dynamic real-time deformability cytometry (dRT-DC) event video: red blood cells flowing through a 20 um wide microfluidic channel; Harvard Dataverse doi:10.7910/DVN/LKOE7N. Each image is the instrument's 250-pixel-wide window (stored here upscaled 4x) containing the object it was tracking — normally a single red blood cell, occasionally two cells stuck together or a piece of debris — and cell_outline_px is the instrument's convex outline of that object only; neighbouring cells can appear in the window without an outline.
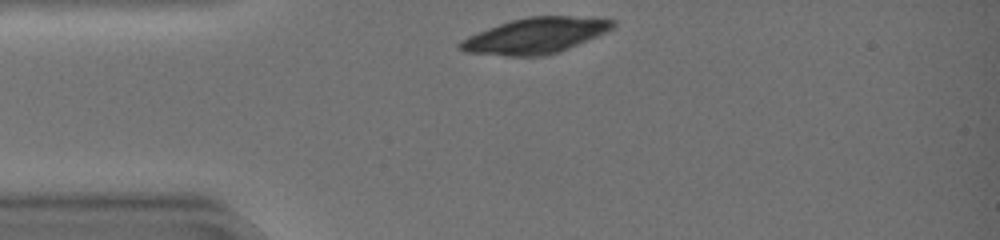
{"species": "common noctule bat (a hibernating species)", "species_latin": "Nyctalus noctula", "temperature_condition": "warm", "stored_images_in_passage": 30, "camera_frame_rate_fps": 3000, "um_per_image_px": 0.085, "animal": {"sex": "female", "body_mass_g": 19.0, "forearm_length_mm": 51.5}, "frame": {"image": 1, "passage_image": 1, "time_ms": 0.0, "image_size_px": [1000, 240], "cell_outline_px": [[616, 24], [612, 28], [604, 32], [568, 48], [544, 56], [508, 56], [468, 52], [460, 48], [460, 44], [464, 40], [480, 32], [500, 24], [512, 20], [528, 16], [568, 16], [616, 20]], "centroid_in_image_um": [45.55, 3.02], "position_along_channel_um": 39.5, "area_um2": 30.69}}
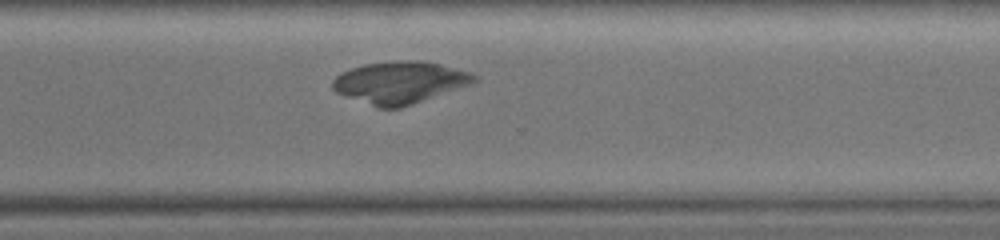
{"frame": {"image": 2, "passage_image": 24, "time_ms": 7.667, "image_size_px": [1000, 240], "cell_outline_px": [[476, 80], [468, 84], [412, 104], [400, 108], [376, 108], [336, 92], [332, 88], [332, 80], [340, 72], [364, 64], [400, 60], [420, 60], [440, 64], [472, 72], [476, 76]], "centroid_in_image_um": [33.93, 7.0], "position_along_channel_um": 336.7, "area_um2": 34.39}}
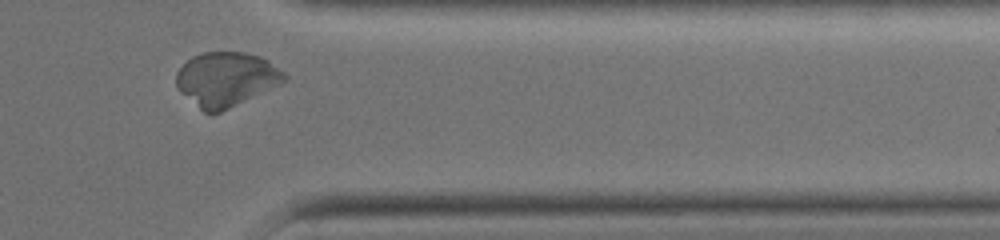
{"frame": {"image": 3, "passage_image": 28, "time_ms": 9.0, "image_size_px": [1000, 240], "cell_outline_px": [[288, 80], [280, 84], [220, 112], [204, 112], [180, 92], [176, 88], [176, 72], [192, 56], [204, 52], [244, 52], [260, 56], [268, 60], [284, 72], [288, 76]], "centroid_in_image_um": [19.22, 6.71], "position_along_channel_um": 392.2, "area_um2": 33.99}}